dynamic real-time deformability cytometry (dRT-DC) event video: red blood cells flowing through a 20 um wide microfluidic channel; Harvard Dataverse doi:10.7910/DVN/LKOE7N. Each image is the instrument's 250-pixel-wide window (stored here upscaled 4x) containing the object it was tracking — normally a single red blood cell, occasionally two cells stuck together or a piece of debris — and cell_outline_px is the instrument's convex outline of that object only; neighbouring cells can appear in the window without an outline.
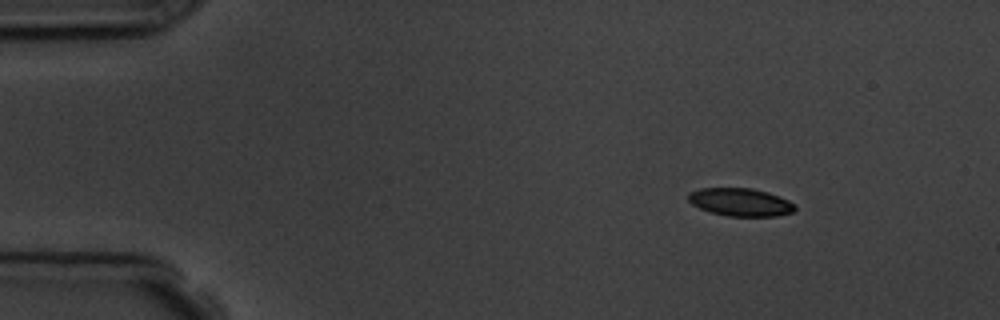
{"species": "common noctule bat (a hibernating species)", "species_latin": "Nyctalus noctula", "temperature_condition": "room temperature", "stored_images_in_passage": 4, "camera_frame_rate_fps": 3000, "um_per_image_px": 0.085, "animal": {"sex": "male", "body_mass_g": 19.5, "forearm_length_mm": 54.6}, "frame": {"image": 1, "passage_image": 1, "time_ms": 0.0, "image_size_px": [1000, 320], "cell_outline_px": [[796, 208], [792, 212], [776, 216], [728, 216], [712, 212], [700, 208], [692, 204], [688, 200], [688, 192], [700, 188], [752, 188], [768, 192], [780, 196], [796, 204]], "centroid_in_image_um": [62.95, 17.17], "position_along_channel_um": 22.1, "area_um2": 17.4}}
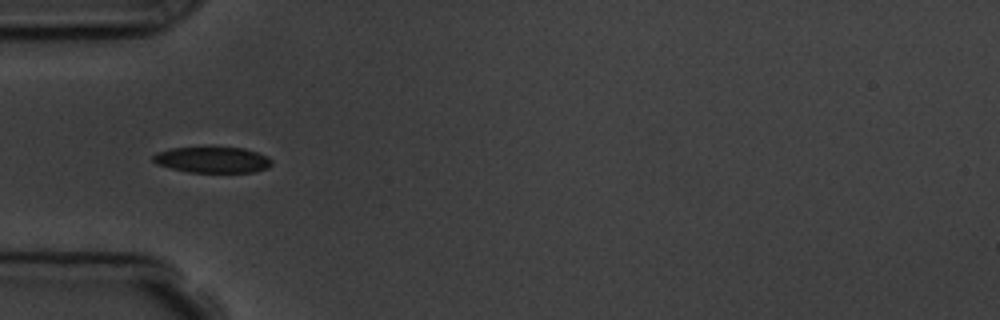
{"frame": {"image": 2, "passage_image": 4, "time_ms": 3.333, "image_size_px": [1000, 320], "cell_outline_px": [[272, 164], [268, 168], [252, 172], [188, 172], [156, 164], [152, 160], [152, 156], [156, 152], [172, 148], [208, 144], [244, 148], [268, 156], [272, 160]], "centroid_in_image_um": [18.04, 13.53], "position_along_channel_um": 67.0, "area_um2": 18.84}}